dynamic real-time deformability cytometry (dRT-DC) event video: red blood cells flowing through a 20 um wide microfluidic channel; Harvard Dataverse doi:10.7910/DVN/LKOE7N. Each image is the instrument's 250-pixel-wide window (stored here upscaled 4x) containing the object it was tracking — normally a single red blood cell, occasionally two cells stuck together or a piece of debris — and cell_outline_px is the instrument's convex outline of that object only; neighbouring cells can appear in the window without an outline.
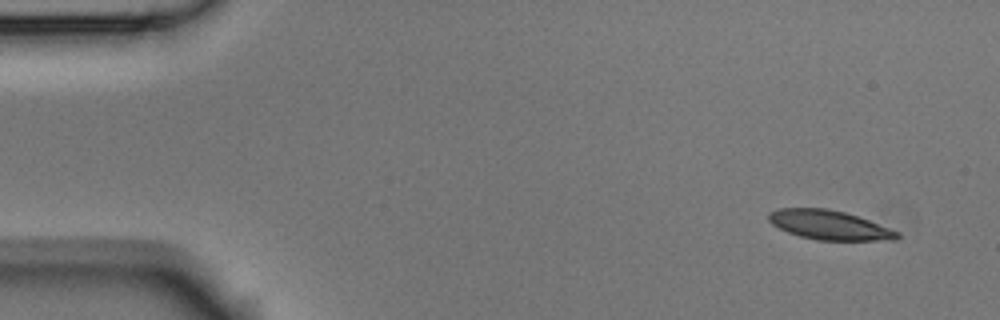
{"species": "Egyptian fruit bat (a non-hibernating species)", "species_latin": "Rousettus aegyptiacus", "temperature_condition": "room temperature", "stored_images_in_passage": 2, "camera_frame_rate_fps": 3000, "um_per_image_px": 0.085, "animal": {"sex": "male"}, "frame": {"image": 1, "passage_image": 1, "time_ms": 0.0, "image_size_px": [1000, 320], "cell_outline_px": [[900, 236], [896, 240], [816, 240], [800, 236], [788, 232], [772, 224], [768, 220], [768, 212], [780, 208], [828, 208], [844, 212], [868, 220], [900, 232]], "centroid_in_image_um": [70.48, 19.12], "position_along_channel_um": 14.5, "area_um2": 21.85}}